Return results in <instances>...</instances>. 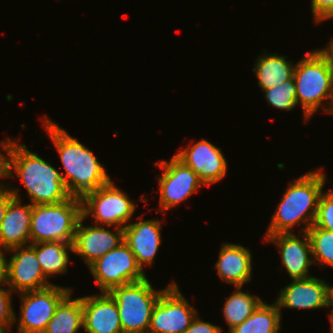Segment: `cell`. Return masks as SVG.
Instances as JSON below:
<instances>
[{
  "mask_svg": "<svg viewBox=\"0 0 333 333\" xmlns=\"http://www.w3.org/2000/svg\"><path fill=\"white\" fill-rule=\"evenodd\" d=\"M63 166L62 178L71 196L82 198L112 179L97 156L49 117H40Z\"/></svg>",
  "mask_w": 333,
  "mask_h": 333,
  "instance_id": "obj_1",
  "label": "cell"
},
{
  "mask_svg": "<svg viewBox=\"0 0 333 333\" xmlns=\"http://www.w3.org/2000/svg\"><path fill=\"white\" fill-rule=\"evenodd\" d=\"M326 182V174L321 167L289 182L264 234L294 233L292 229L295 230V226H301L298 227L300 233L307 232L314 224Z\"/></svg>",
  "mask_w": 333,
  "mask_h": 333,
  "instance_id": "obj_2",
  "label": "cell"
},
{
  "mask_svg": "<svg viewBox=\"0 0 333 333\" xmlns=\"http://www.w3.org/2000/svg\"><path fill=\"white\" fill-rule=\"evenodd\" d=\"M14 137L8 153V179L18 177L31 205L58 204L71 197L59 169ZM14 174L16 176H14Z\"/></svg>",
  "mask_w": 333,
  "mask_h": 333,
  "instance_id": "obj_3",
  "label": "cell"
},
{
  "mask_svg": "<svg viewBox=\"0 0 333 333\" xmlns=\"http://www.w3.org/2000/svg\"><path fill=\"white\" fill-rule=\"evenodd\" d=\"M293 77L304 123L321 108L323 113L333 114V66L321 49L307 51L295 62Z\"/></svg>",
  "mask_w": 333,
  "mask_h": 333,
  "instance_id": "obj_4",
  "label": "cell"
},
{
  "mask_svg": "<svg viewBox=\"0 0 333 333\" xmlns=\"http://www.w3.org/2000/svg\"><path fill=\"white\" fill-rule=\"evenodd\" d=\"M81 217L82 201L74 196L58 204L32 205L30 244L48 241L73 243Z\"/></svg>",
  "mask_w": 333,
  "mask_h": 333,
  "instance_id": "obj_5",
  "label": "cell"
},
{
  "mask_svg": "<svg viewBox=\"0 0 333 333\" xmlns=\"http://www.w3.org/2000/svg\"><path fill=\"white\" fill-rule=\"evenodd\" d=\"M174 280L161 290H156L146 277L142 281L113 287L108 293L119 309L123 333H148L154 306L161 294Z\"/></svg>",
  "mask_w": 333,
  "mask_h": 333,
  "instance_id": "obj_6",
  "label": "cell"
},
{
  "mask_svg": "<svg viewBox=\"0 0 333 333\" xmlns=\"http://www.w3.org/2000/svg\"><path fill=\"white\" fill-rule=\"evenodd\" d=\"M128 196L111 180L81 198L82 217H92L91 224L125 228L132 221L138 204Z\"/></svg>",
  "mask_w": 333,
  "mask_h": 333,
  "instance_id": "obj_7",
  "label": "cell"
},
{
  "mask_svg": "<svg viewBox=\"0 0 333 333\" xmlns=\"http://www.w3.org/2000/svg\"><path fill=\"white\" fill-rule=\"evenodd\" d=\"M154 166L162 171L161 175H156L159 186L156 192L160 197L157 213L166 214L205 187L199 176L175 155L169 161L162 159L154 163Z\"/></svg>",
  "mask_w": 333,
  "mask_h": 333,
  "instance_id": "obj_8",
  "label": "cell"
},
{
  "mask_svg": "<svg viewBox=\"0 0 333 333\" xmlns=\"http://www.w3.org/2000/svg\"><path fill=\"white\" fill-rule=\"evenodd\" d=\"M71 291H74L71 287L53 284L45 289L18 293L21 304L18 318L15 312L16 332L43 333L57 306Z\"/></svg>",
  "mask_w": 333,
  "mask_h": 333,
  "instance_id": "obj_9",
  "label": "cell"
},
{
  "mask_svg": "<svg viewBox=\"0 0 333 333\" xmlns=\"http://www.w3.org/2000/svg\"><path fill=\"white\" fill-rule=\"evenodd\" d=\"M88 269L100 292H108L113 287L142 281L148 277L138 266L135 255L124 241L97 259Z\"/></svg>",
  "mask_w": 333,
  "mask_h": 333,
  "instance_id": "obj_10",
  "label": "cell"
},
{
  "mask_svg": "<svg viewBox=\"0 0 333 333\" xmlns=\"http://www.w3.org/2000/svg\"><path fill=\"white\" fill-rule=\"evenodd\" d=\"M172 283L154 306L148 333H185L198 311Z\"/></svg>",
  "mask_w": 333,
  "mask_h": 333,
  "instance_id": "obj_11",
  "label": "cell"
},
{
  "mask_svg": "<svg viewBox=\"0 0 333 333\" xmlns=\"http://www.w3.org/2000/svg\"><path fill=\"white\" fill-rule=\"evenodd\" d=\"M6 285L15 293L41 290L52 286L38 262L35 244L16 247L6 251Z\"/></svg>",
  "mask_w": 333,
  "mask_h": 333,
  "instance_id": "obj_12",
  "label": "cell"
},
{
  "mask_svg": "<svg viewBox=\"0 0 333 333\" xmlns=\"http://www.w3.org/2000/svg\"><path fill=\"white\" fill-rule=\"evenodd\" d=\"M219 147L207 139L190 142L174 155L190 167L209 186L223 180L227 174L228 162Z\"/></svg>",
  "mask_w": 333,
  "mask_h": 333,
  "instance_id": "obj_13",
  "label": "cell"
},
{
  "mask_svg": "<svg viewBox=\"0 0 333 333\" xmlns=\"http://www.w3.org/2000/svg\"><path fill=\"white\" fill-rule=\"evenodd\" d=\"M298 235L295 232L263 235L264 242L276 245L278 253H280L281 268L286 270L292 280L312 277L309 271L314 264L308 233H298Z\"/></svg>",
  "mask_w": 333,
  "mask_h": 333,
  "instance_id": "obj_14",
  "label": "cell"
},
{
  "mask_svg": "<svg viewBox=\"0 0 333 333\" xmlns=\"http://www.w3.org/2000/svg\"><path fill=\"white\" fill-rule=\"evenodd\" d=\"M85 220L84 217H81L77 224L73 254L80 256L89 267L124 241V228L95 224L94 226L84 225ZM109 227L114 228V231H110Z\"/></svg>",
  "mask_w": 333,
  "mask_h": 333,
  "instance_id": "obj_15",
  "label": "cell"
},
{
  "mask_svg": "<svg viewBox=\"0 0 333 333\" xmlns=\"http://www.w3.org/2000/svg\"><path fill=\"white\" fill-rule=\"evenodd\" d=\"M280 288L275 302L281 312L283 308L310 310L328 308V285L322 278L315 276L307 279L291 280Z\"/></svg>",
  "mask_w": 333,
  "mask_h": 333,
  "instance_id": "obj_16",
  "label": "cell"
},
{
  "mask_svg": "<svg viewBox=\"0 0 333 333\" xmlns=\"http://www.w3.org/2000/svg\"><path fill=\"white\" fill-rule=\"evenodd\" d=\"M14 198L9 202L5 216L0 224V249H9L30 244V221L32 205L23 204L19 189L7 185Z\"/></svg>",
  "mask_w": 333,
  "mask_h": 333,
  "instance_id": "obj_17",
  "label": "cell"
},
{
  "mask_svg": "<svg viewBox=\"0 0 333 333\" xmlns=\"http://www.w3.org/2000/svg\"><path fill=\"white\" fill-rule=\"evenodd\" d=\"M162 220L138 218L124 228V242L135 255L138 266L145 272V266L155 263V257L162 244Z\"/></svg>",
  "mask_w": 333,
  "mask_h": 333,
  "instance_id": "obj_18",
  "label": "cell"
},
{
  "mask_svg": "<svg viewBox=\"0 0 333 333\" xmlns=\"http://www.w3.org/2000/svg\"><path fill=\"white\" fill-rule=\"evenodd\" d=\"M85 333H123L119 309L108 292L81 296Z\"/></svg>",
  "mask_w": 333,
  "mask_h": 333,
  "instance_id": "obj_19",
  "label": "cell"
},
{
  "mask_svg": "<svg viewBox=\"0 0 333 333\" xmlns=\"http://www.w3.org/2000/svg\"><path fill=\"white\" fill-rule=\"evenodd\" d=\"M218 259L214 264L221 282L233 287H242L252 281L253 258L248 247L241 244L222 242Z\"/></svg>",
  "mask_w": 333,
  "mask_h": 333,
  "instance_id": "obj_20",
  "label": "cell"
},
{
  "mask_svg": "<svg viewBox=\"0 0 333 333\" xmlns=\"http://www.w3.org/2000/svg\"><path fill=\"white\" fill-rule=\"evenodd\" d=\"M264 49L262 55H258L252 68L258 80L261 91L276 87L293 77L294 61L288 60L285 55L269 53Z\"/></svg>",
  "mask_w": 333,
  "mask_h": 333,
  "instance_id": "obj_21",
  "label": "cell"
},
{
  "mask_svg": "<svg viewBox=\"0 0 333 333\" xmlns=\"http://www.w3.org/2000/svg\"><path fill=\"white\" fill-rule=\"evenodd\" d=\"M35 252L42 272L49 280L67 273L71 261L69 253H74V247L73 243L67 242H39L35 243Z\"/></svg>",
  "mask_w": 333,
  "mask_h": 333,
  "instance_id": "obj_22",
  "label": "cell"
},
{
  "mask_svg": "<svg viewBox=\"0 0 333 333\" xmlns=\"http://www.w3.org/2000/svg\"><path fill=\"white\" fill-rule=\"evenodd\" d=\"M72 294L73 291L59 303L43 333H79L83 330L82 299L73 298Z\"/></svg>",
  "mask_w": 333,
  "mask_h": 333,
  "instance_id": "obj_23",
  "label": "cell"
},
{
  "mask_svg": "<svg viewBox=\"0 0 333 333\" xmlns=\"http://www.w3.org/2000/svg\"><path fill=\"white\" fill-rule=\"evenodd\" d=\"M282 313L275 301L267 304L263 300L250 317L229 333H279Z\"/></svg>",
  "mask_w": 333,
  "mask_h": 333,
  "instance_id": "obj_24",
  "label": "cell"
},
{
  "mask_svg": "<svg viewBox=\"0 0 333 333\" xmlns=\"http://www.w3.org/2000/svg\"><path fill=\"white\" fill-rule=\"evenodd\" d=\"M241 289L242 287H235V291L224 301L223 308L221 309L224 320L229 327L228 333L250 317L263 301L259 296L253 295V293H246Z\"/></svg>",
  "mask_w": 333,
  "mask_h": 333,
  "instance_id": "obj_25",
  "label": "cell"
},
{
  "mask_svg": "<svg viewBox=\"0 0 333 333\" xmlns=\"http://www.w3.org/2000/svg\"><path fill=\"white\" fill-rule=\"evenodd\" d=\"M314 265L333 268V231L311 226L307 231Z\"/></svg>",
  "mask_w": 333,
  "mask_h": 333,
  "instance_id": "obj_26",
  "label": "cell"
},
{
  "mask_svg": "<svg viewBox=\"0 0 333 333\" xmlns=\"http://www.w3.org/2000/svg\"><path fill=\"white\" fill-rule=\"evenodd\" d=\"M264 98L272 107L282 111H291L297 105L294 77L276 87L263 90Z\"/></svg>",
  "mask_w": 333,
  "mask_h": 333,
  "instance_id": "obj_27",
  "label": "cell"
},
{
  "mask_svg": "<svg viewBox=\"0 0 333 333\" xmlns=\"http://www.w3.org/2000/svg\"><path fill=\"white\" fill-rule=\"evenodd\" d=\"M312 226L333 231V188L323 191L317 208V214Z\"/></svg>",
  "mask_w": 333,
  "mask_h": 333,
  "instance_id": "obj_28",
  "label": "cell"
},
{
  "mask_svg": "<svg viewBox=\"0 0 333 333\" xmlns=\"http://www.w3.org/2000/svg\"><path fill=\"white\" fill-rule=\"evenodd\" d=\"M14 292L6 285L0 289V333H10L13 328L15 311L12 305Z\"/></svg>",
  "mask_w": 333,
  "mask_h": 333,
  "instance_id": "obj_29",
  "label": "cell"
},
{
  "mask_svg": "<svg viewBox=\"0 0 333 333\" xmlns=\"http://www.w3.org/2000/svg\"><path fill=\"white\" fill-rule=\"evenodd\" d=\"M314 24L330 20L333 17V0H310Z\"/></svg>",
  "mask_w": 333,
  "mask_h": 333,
  "instance_id": "obj_30",
  "label": "cell"
},
{
  "mask_svg": "<svg viewBox=\"0 0 333 333\" xmlns=\"http://www.w3.org/2000/svg\"><path fill=\"white\" fill-rule=\"evenodd\" d=\"M199 313L192 321L190 327L185 333H222L223 329L219 325L212 324L211 322L203 321Z\"/></svg>",
  "mask_w": 333,
  "mask_h": 333,
  "instance_id": "obj_31",
  "label": "cell"
},
{
  "mask_svg": "<svg viewBox=\"0 0 333 333\" xmlns=\"http://www.w3.org/2000/svg\"><path fill=\"white\" fill-rule=\"evenodd\" d=\"M13 139H11L10 137H8V139L6 138L5 140H0V147L3 148L2 150L4 151V153L2 152V150H0V189L1 188H5L7 187L8 183H4L6 181H2L1 179H8V153H9V149L11 146Z\"/></svg>",
  "mask_w": 333,
  "mask_h": 333,
  "instance_id": "obj_32",
  "label": "cell"
},
{
  "mask_svg": "<svg viewBox=\"0 0 333 333\" xmlns=\"http://www.w3.org/2000/svg\"><path fill=\"white\" fill-rule=\"evenodd\" d=\"M14 198L8 187L0 189V224L5 216L9 202Z\"/></svg>",
  "mask_w": 333,
  "mask_h": 333,
  "instance_id": "obj_33",
  "label": "cell"
},
{
  "mask_svg": "<svg viewBox=\"0 0 333 333\" xmlns=\"http://www.w3.org/2000/svg\"><path fill=\"white\" fill-rule=\"evenodd\" d=\"M6 251L0 249V289L6 286V267L5 257Z\"/></svg>",
  "mask_w": 333,
  "mask_h": 333,
  "instance_id": "obj_34",
  "label": "cell"
},
{
  "mask_svg": "<svg viewBox=\"0 0 333 333\" xmlns=\"http://www.w3.org/2000/svg\"><path fill=\"white\" fill-rule=\"evenodd\" d=\"M330 59L333 66V37L330 38L329 43L326 44L325 48H320Z\"/></svg>",
  "mask_w": 333,
  "mask_h": 333,
  "instance_id": "obj_35",
  "label": "cell"
},
{
  "mask_svg": "<svg viewBox=\"0 0 333 333\" xmlns=\"http://www.w3.org/2000/svg\"><path fill=\"white\" fill-rule=\"evenodd\" d=\"M329 307L330 309L333 307V286L331 285H328V308ZM327 316L329 317L328 319H333V312L329 313Z\"/></svg>",
  "mask_w": 333,
  "mask_h": 333,
  "instance_id": "obj_36",
  "label": "cell"
},
{
  "mask_svg": "<svg viewBox=\"0 0 333 333\" xmlns=\"http://www.w3.org/2000/svg\"><path fill=\"white\" fill-rule=\"evenodd\" d=\"M330 321V332L329 333H333V319H329Z\"/></svg>",
  "mask_w": 333,
  "mask_h": 333,
  "instance_id": "obj_37",
  "label": "cell"
}]
</instances>
